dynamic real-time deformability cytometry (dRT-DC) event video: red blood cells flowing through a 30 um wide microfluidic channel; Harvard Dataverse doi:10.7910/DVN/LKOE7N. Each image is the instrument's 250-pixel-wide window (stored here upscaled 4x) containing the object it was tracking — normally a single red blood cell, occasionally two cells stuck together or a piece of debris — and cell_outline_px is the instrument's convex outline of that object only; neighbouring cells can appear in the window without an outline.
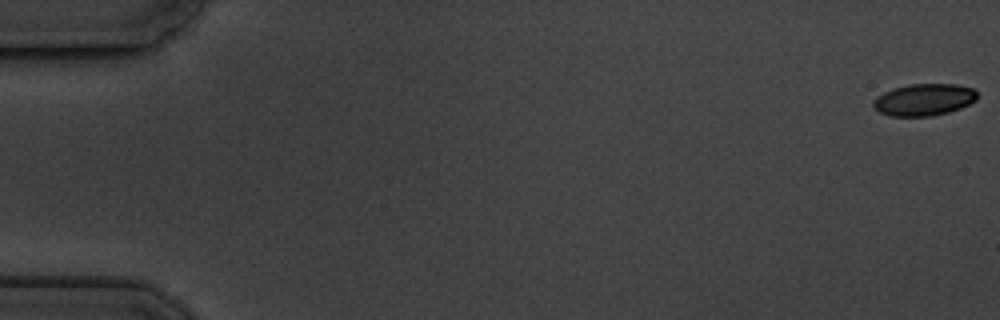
{"species": "common noctule bat (a hibernating species)", "species_latin": "Nyctalus noctula", "temperature_condition": "cold", "stored_images_in_passage": 7, "camera_frame_rate_fps": 3000, "um_per_image_px": 0.085, "animal": {"sex": "male", "body_mass_g": 19.5, "forearm_length_mm": 54.6}, "frame": {"image": 1, "passage_image": 1, "time_ms": 0.0, "image_size_px": [1000, 320], "cell_outline_px": [[976, 100], [960, 108], [948, 112], [932, 116], [892, 116], [880, 112], [872, 108], [872, 100], [876, 96], [892, 88], [908, 84], [956, 84], [972, 88], [976, 92]], "centroid_in_image_um": [78.48, 8.47], "position_along_channel_um": 6.5, "area_um2": 19.42}}
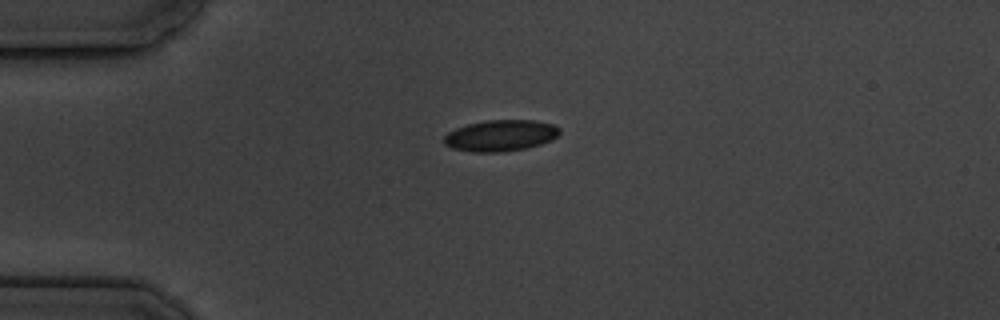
{"frame": {"image": 2, "passage_image": 5, "time_ms": 4.667, "image_size_px": [1000, 320], "cell_outline_px": [[560, 132], [552, 140], [540, 144], [524, 148], [500, 152], [472, 152], [452, 148], [444, 144], [444, 136], [448, 132], [456, 128], [468, 124], [484, 120], [536, 120], [552, 124], [560, 128]], "centroid_in_image_um": [42.54, 11.51], "position_along_channel_um": 42.5, "area_um2": 21.04}}